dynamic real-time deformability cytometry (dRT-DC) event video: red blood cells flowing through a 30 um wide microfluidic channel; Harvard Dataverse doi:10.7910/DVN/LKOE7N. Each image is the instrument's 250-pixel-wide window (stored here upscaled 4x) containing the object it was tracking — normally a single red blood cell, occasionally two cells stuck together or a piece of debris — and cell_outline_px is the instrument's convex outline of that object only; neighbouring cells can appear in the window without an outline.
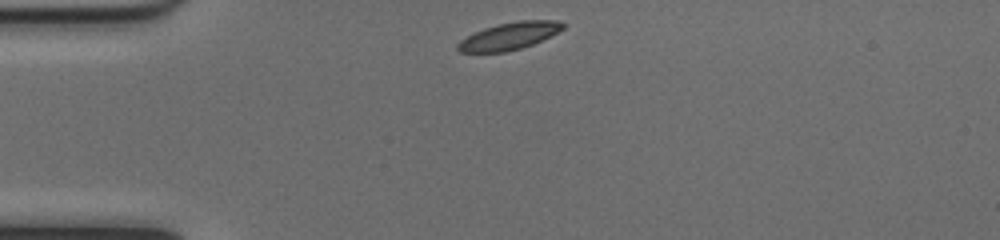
{"species": "common noctule bat (a hibernating species)", "species_latin": "Nyctalus noctula", "temperature_condition": "cold", "stored_images_in_passage": 40, "camera_frame_rate_fps": 3000, "um_per_image_px": 0.085, "animal": {"sex": "female", "body_mass_g": 17.0, "forearm_length_mm": 48.0}, "frame": {"image": 1, "passage_image": 1, "time_ms": 0.0, "image_size_px": [1000, 240], "cell_outline_px": [[564, 28], [532, 44], [520, 48], [504, 52], [460, 52], [456, 48], [456, 44], [460, 40], [484, 28], [496, 24], [520, 20], [560, 20], [564, 24]], "centroid_in_image_um": [43.26, 3.05], "position_along_channel_um": 41.7, "area_um2": 16.47}}
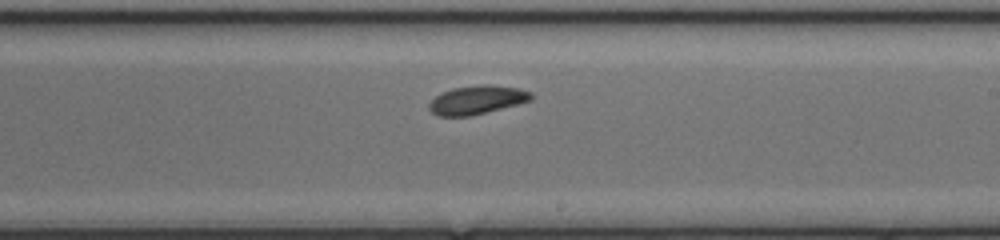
{"frame": {"image": 2, "passage_image": 19, "time_ms": 6.0, "image_size_px": [1000, 240], "cell_outline_px": [[532, 100], [468, 116], [436, 116], [428, 108], [428, 104], [440, 92], [452, 88], [484, 84], [492, 84], [520, 88], [532, 92]], "centroid_in_image_um": [40.52, 8.47], "position_along_channel_um": 248.5, "area_um2": 16.99}}
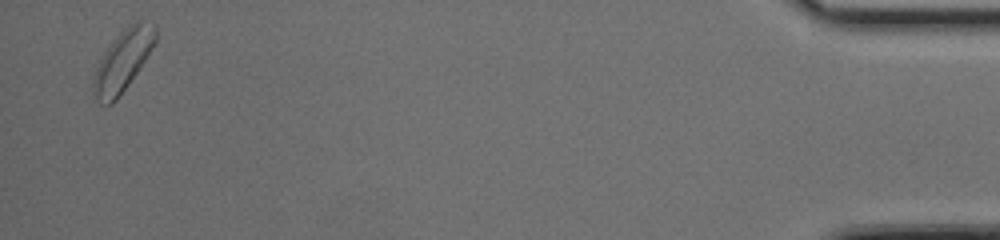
{"frame": {"image": 3, "passage_image": 39, "time_ms": 12.667, "image_size_px": [1000, 240], "cell_outline_px": [[156, 40], [152, 48], [128, 84], [116, 100], [112, 104], [100, 104], [96, 100], [92, 92], [92, 76], [104, 52], [116, 36], [124, 28], [136, 20], [152, 20], [156, 24]], "centroid_in_image_um": [10.43, 5.13], "position_along_channel_um": 424.8, "area_um2": 22.14}, "authors_computed_cell_mechanics": {"area_um2": 17.5712, "velocity_mm_per_s": 3.9466, "shape_relaxation_time_tau1_ms": 2.4971, "shape_relaxation_time_tau2_ms": 4.8458, "deformation_change_tau1": 0.1131, "deformation_change_tau2": 0.0971}}